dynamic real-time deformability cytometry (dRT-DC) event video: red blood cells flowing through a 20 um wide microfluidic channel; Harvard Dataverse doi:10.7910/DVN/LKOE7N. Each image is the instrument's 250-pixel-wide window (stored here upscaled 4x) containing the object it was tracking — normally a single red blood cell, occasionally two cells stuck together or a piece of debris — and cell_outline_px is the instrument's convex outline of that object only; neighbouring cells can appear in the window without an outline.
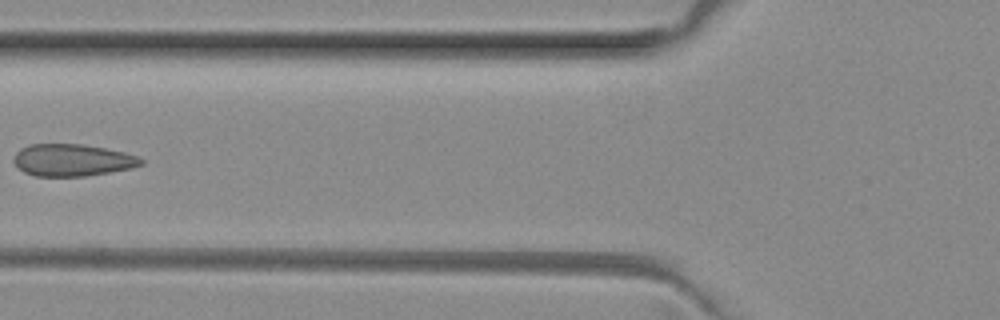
{"species": "common noctule bat (a hibernating species)", "species_latin": "Nyctalus noctula", "temperature_condition": "room temperature", "stored_images_in_passage": 5, "camera_frame_rate_fps": 3000, "um_per_image_px": 0.085, "animal": {"sex": "female", "body_mass_g": 29.2, "forearm_length_mm": 56.3}, "frame": {"image": 1, "passage_image": 3, "time_ms": 0.667, "image_size_px": [1000, 320], "cell_outline_px": [[144, 164], [132, 168], [84, 176], [36, 176], [24, 172], [16, 168], [12, 160], [16, 152], [20, 148], [28, 144], [84, 144], [124, 152], [140, 156], [144, 160]], "centroid_in_image_um": [6.13, 13.6], "position_along_channel_um": 119.7, "area_um2": 24.04}}
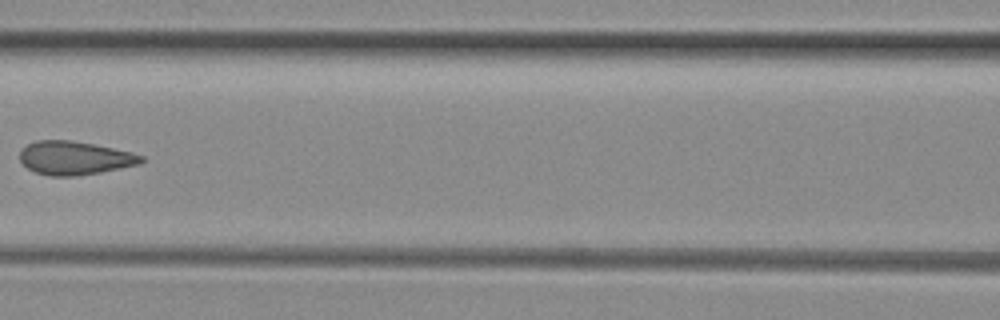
{"frame": {"image": 2, "passage_image": 4, "time_ms": 1.0, "image_size_px": [1000, 320], "cell_outline_px": [[144, 160], [140, 164], [100, 172], [76, 176], [52, 176], [36, 172], [28, 168], [20, 160], [20, 152], [28, 144], [36, 140], [72, 140], [132, 152], [144, 156]], "centroid_in_image_um": [6.36, 13.43], "position_along_channel_um": 160.2, "area_um2": 23.52}}
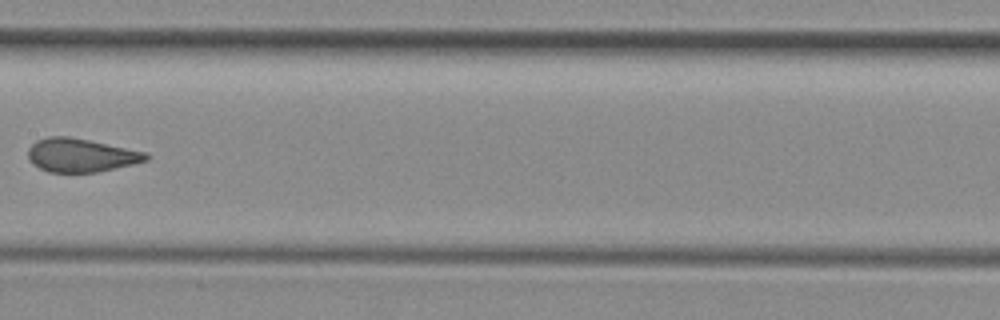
{"frame": {"image": 3, "passage_image": 5, "time_ms": 1.333, "image_size_px": [1000, 320], "cell_outline_px": [[152, 156], [148, 160], [132, 164], [96, 172], [48, 172], [32, 164], [28, 160], [28, 148], [36, 140], [48, 136], [68, 136], [148, 152]], "centroid_in_image_um": [6.87, 13.19], "position_along_channel_um": 200.5, "area_um2": 23.12}}